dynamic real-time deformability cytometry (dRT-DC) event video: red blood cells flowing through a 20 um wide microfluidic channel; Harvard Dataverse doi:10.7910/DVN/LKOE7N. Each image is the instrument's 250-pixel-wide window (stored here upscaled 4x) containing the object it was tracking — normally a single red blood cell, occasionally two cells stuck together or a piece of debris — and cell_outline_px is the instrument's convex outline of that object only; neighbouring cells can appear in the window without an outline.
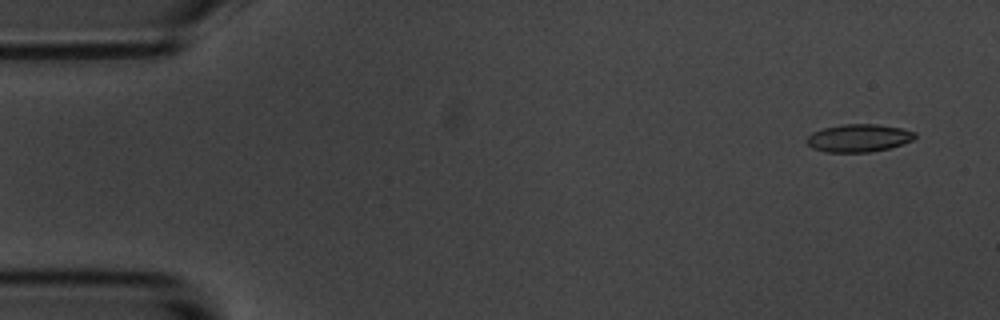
{"species": "common noctule bat (a hibernating species)", "species_latin": "Nyctalus noctula", "temperature_condition": "room temperature", "stored_images_in_passage": 4, "camera_frame_rate_fps": 3000, "um_per_image_px": 0.085, "animal": {"sex": "male", "body_mass_g": 20.1, "forearm_length_mm": 53.5}, "frame": {"image": 1, "passage_image": 1, "time_ms": 0.0, "image_size_px": [1000, 320], "cell_outline_px": [[916, 136], [912, 140], [888, 148], [872, 152], [824, 152], [812, 148], [804, 140], [812, 132], [824, 128], [840, 124], [876, 124], [900, 128], [916, 132]], "centroid_in_image_um": [72.94, 11.73], "position_along_channel_um": 12.1, "area_um2": 17.51}}
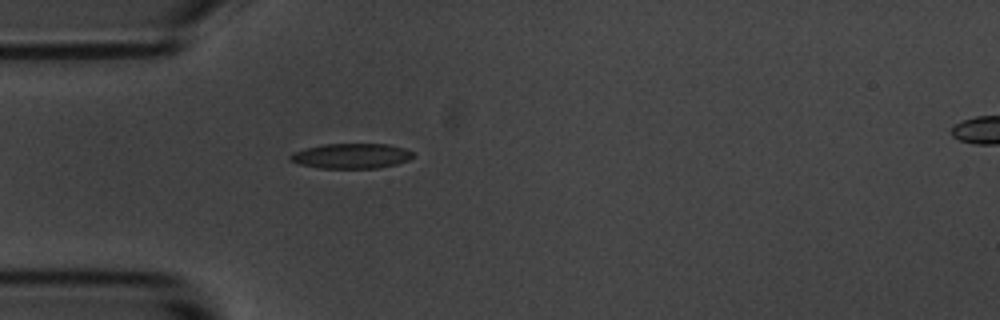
{"frame": {"image": 2, "passage_image": 4, "time_ms": 4.333, "image_size_px": [1000, 320], "cell_outline_px": [[412, 156], [408, 160], [396, 164], [376, 168], [320, 168], [300, 164], [288, 160], [288, 156], [292, 152], [304, 148], [324, 144], [388, 144], [404, 148], [412, 152]], "centroid_in_image_um": [29.8, 13.25], "position_along_channel_um": 55.2, "area_um2": 17.92}}